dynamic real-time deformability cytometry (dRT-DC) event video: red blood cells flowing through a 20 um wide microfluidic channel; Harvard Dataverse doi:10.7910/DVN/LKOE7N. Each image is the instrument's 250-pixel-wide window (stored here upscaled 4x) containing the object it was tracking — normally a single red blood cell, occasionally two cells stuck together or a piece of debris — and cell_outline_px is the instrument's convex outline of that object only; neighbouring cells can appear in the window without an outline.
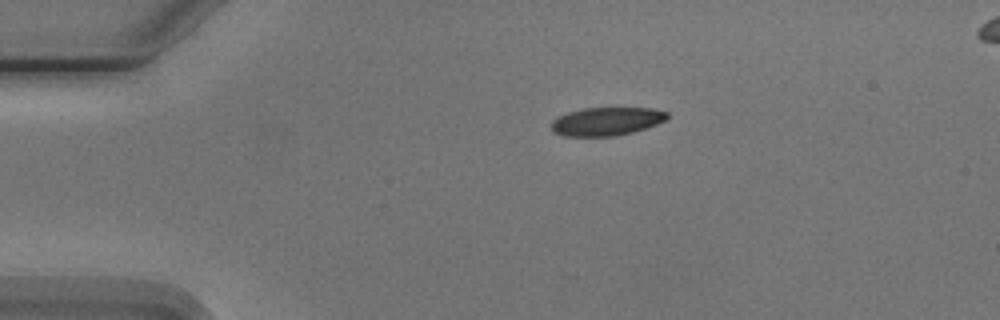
{"species": "Egyptian fruit bat (a non-hibernating species)", "species_latin": "Rousettus aegyptiacus", "temperature_condition": "cold", "stored_images_in_passage": 4, "camera_frame_rate_fps": 3000, "um_per_image_px": 0.085, "animal": {"sex": "male"}, "frame": {"image": 1, "passage_image": 1, "time_ms": 0.0, "image_size_px": [1000, 320], "cell_outline_px": [[668, 116], [664, 120], [656, 124], [632, 132], [616, 136], [564, 136], [552, 132], [552, 120], [568, 112], [584, 108], [652, 108], [668, 112]], "centroid_in_image_um": [51.53, 10.32], "position_along_channel_um": 33.5, "area_um2": 18.96}}
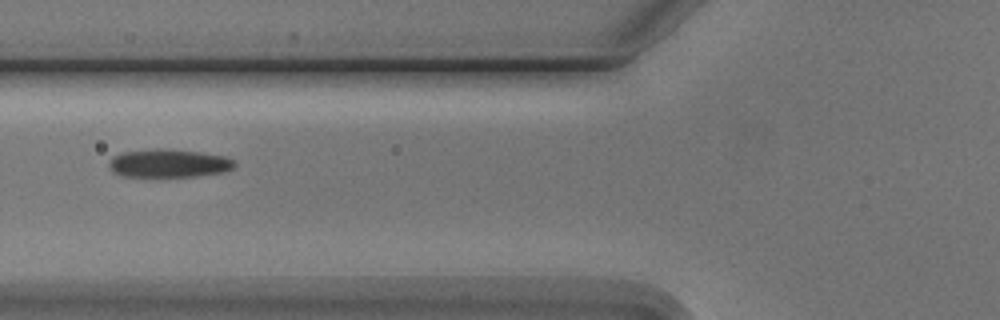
{"frame": {"image": 2, "passage_image": 4, "time_ms": 3.333, "image_size_px": [1000, 320], "cell_outline_px": [[236, 164], [232, 168], [220, 172], [196, 176], [120, 176], [112, 172], [108, 164], [108, 160], [112, 156], [124, 152], [160, 148], [164, 148], [196, 152], [224, 156], [232, 160]], "centroid_in_image_um": [14.26, 13.88], "position_along_channel_um": 111.5, "area_um2": 20.4}}